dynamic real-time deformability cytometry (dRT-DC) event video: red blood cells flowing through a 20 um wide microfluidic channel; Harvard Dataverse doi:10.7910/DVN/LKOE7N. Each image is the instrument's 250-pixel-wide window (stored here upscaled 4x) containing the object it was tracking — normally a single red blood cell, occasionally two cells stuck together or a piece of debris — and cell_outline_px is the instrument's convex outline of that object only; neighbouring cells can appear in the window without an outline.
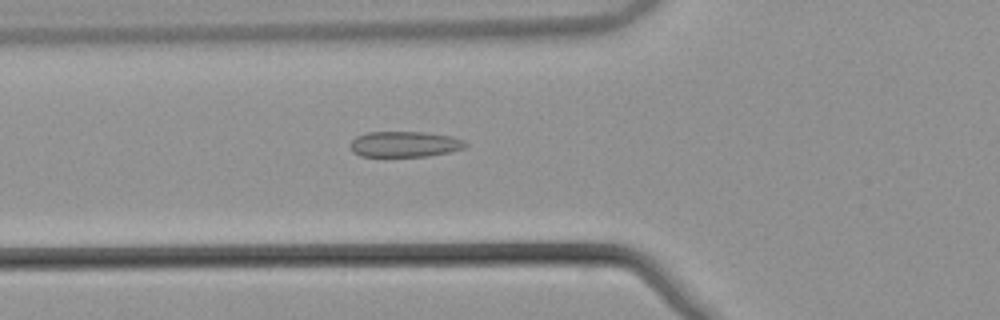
{"species": "common noctule bat (a hibernating species)", "species_latin": "Nyctalus noctula", "temperature_condition": "warm", "stored_images_in_passage": 48, "camera_frame_rate_fps": 3000, "um_per_image_px": 0.085, "animal": {"sex": "male", "body_mass_g": 21.5, "forearm_length_mm": 52.0}, "frame": {"image": 1, "passage_image": 14, "time_ms": 4.333, "image_size_px": [1000, 320], "cell_outline_px": [[468, 144], [464, 148], [448, 152], [428, 156], [360, 156], [352, 152], [352, 140], [356, 136], [364, 132], [424, 132], [452, 136], [464, 140]], "centroid_in_image_um": [34.4, 12.25], "position_along_channel_um": 91.4, "area_um2": 17.22}}
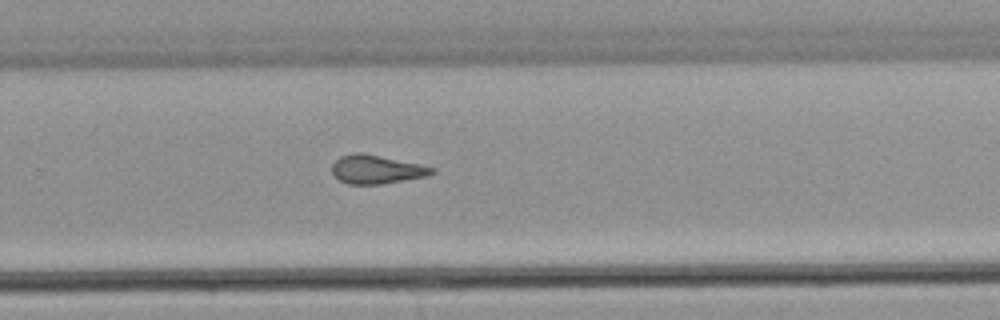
{"frame": {"image": 2, "passage_image": 30, "time_ms": 9.667, "image_size_px": [1000, 320], "cell_outline_px": [[436, 172], [428, 176], [380, 184], [348, 184], [340, 180], [332, 172], [332, 164], [340, 156], [352, 152], [360, 152], [436, 168]], "centroid_in_image_um": [31.98, 14.4], "position_along_channel_um": 297.8, "area_um2": 16.47}}
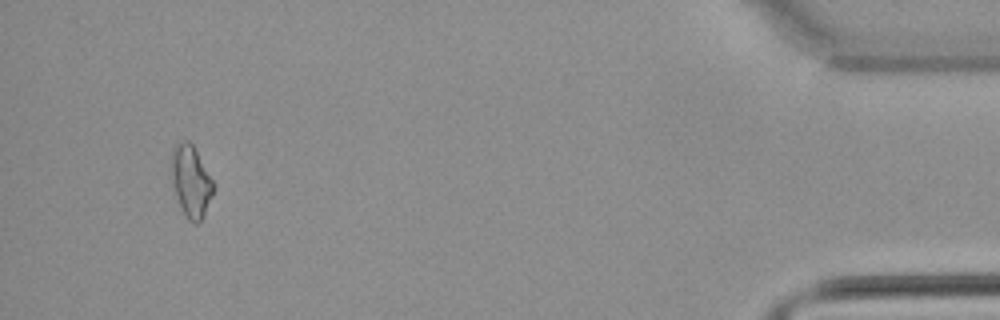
{"frame": {"image": 3, "passage_image": 45, "time_ms": 14.667, "image_size_px": [1000, 320], "cell_outline_px": [[212, 196], [200, 220], [196, 224], [188, 220], [180, 204], [172, 180], [168, 164], [172, 148], [176, 144], [184, 140], [188, 140], [192, 144], [212, 180]], "centroid_in_image_um": [16.17, 15.34], "position_along_channel_um": 419.0, "area_um2": 17.11}, "authors_computed_cell_mechanics": {"area_um2": 16.7909, "velocity_mm_per_s": 3.8685, "shape_relaxation_time_tau1_ms": null, "shape_relaxation_time_tau2_ms": 1.5708, "deformation_change_tau1": null, "deformation_change_tau2": 0.0747}}